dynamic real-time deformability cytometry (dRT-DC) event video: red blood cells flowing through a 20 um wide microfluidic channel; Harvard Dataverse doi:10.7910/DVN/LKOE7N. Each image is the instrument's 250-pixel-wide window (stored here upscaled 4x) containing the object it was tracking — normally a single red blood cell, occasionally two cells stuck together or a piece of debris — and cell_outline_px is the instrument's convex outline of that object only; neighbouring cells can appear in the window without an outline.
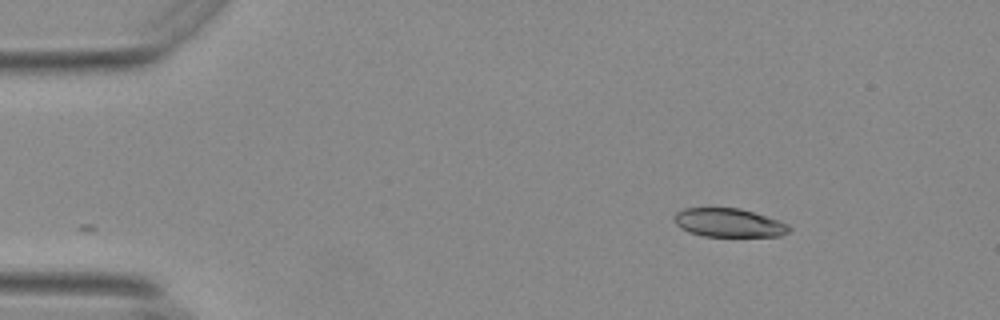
{"species": "Egyptian fruit bat (a non-hibernating species)", "species_latin": "Rousettus aegyptiacus", "temperature_condition": "warm", "stored_images_in_passage": 48, "camera_frame_rate_fps": 3000, "um_per_image_px": 0.085, "animal": {"sex": "female"}, "frame": {"image": 1, "passage_image": 1, "time_ms": 0.0, "image_size_px": [1000, 320], "cell_outline_px": [[792, 228], [788, 232], [780, 236], [704, 236], [688, 232], [680, 228], [676, 224], [672, 216], [676, 212], [684, 208], [740, 208], [780, 220], [788, 224]], "centroid_in_image_um": [61.94, 18.93], "position_along_channel_um": 23.1, "area_um2": 19.31}}
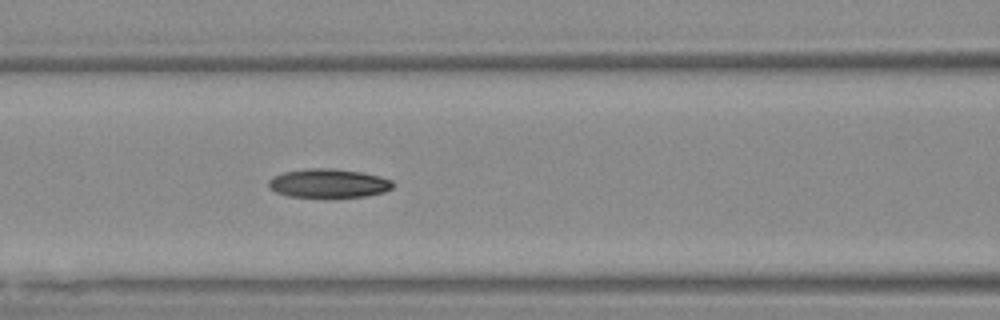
{"frame": {"image": 2, "passage_image": 17, "time_ms": 5.333, "image_size_px": [1000, 320], "cell_outline_px": [[396, 184], [392, 188], [384, 192], [368, 196], [288, 196], [276, 192], [268, 188], [268, 180], [272, 176], [284, 172], [304, 168], [336, 168], [360, 172], [380, 176], [392, 180]], "centroid_in_image_um": [27.92, 15.56], "position_along_channel_um": 138.7, "area_um2": 20.92}}
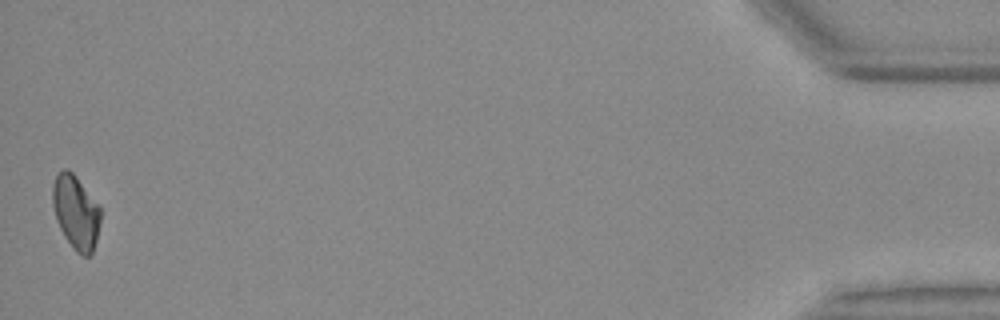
{"frame": {"image": 3, "passage_image": 48, "time_ms": 15.667, "image_size_px": [1000, 320], "cell_outline_px": [[100, 220], [96, 240], [92, 252], [88, 256], [80, 256], [72, 248], [64, 236], [56, 220], [52, 204], [52, 184], [56, 176], [64, 168], [68, 168], [76, 176], [100, 208]], "centroid_in_image_um": [6.42, 18.05], "position_along_channel_um": 428.8, "area_um2": 20.52}}